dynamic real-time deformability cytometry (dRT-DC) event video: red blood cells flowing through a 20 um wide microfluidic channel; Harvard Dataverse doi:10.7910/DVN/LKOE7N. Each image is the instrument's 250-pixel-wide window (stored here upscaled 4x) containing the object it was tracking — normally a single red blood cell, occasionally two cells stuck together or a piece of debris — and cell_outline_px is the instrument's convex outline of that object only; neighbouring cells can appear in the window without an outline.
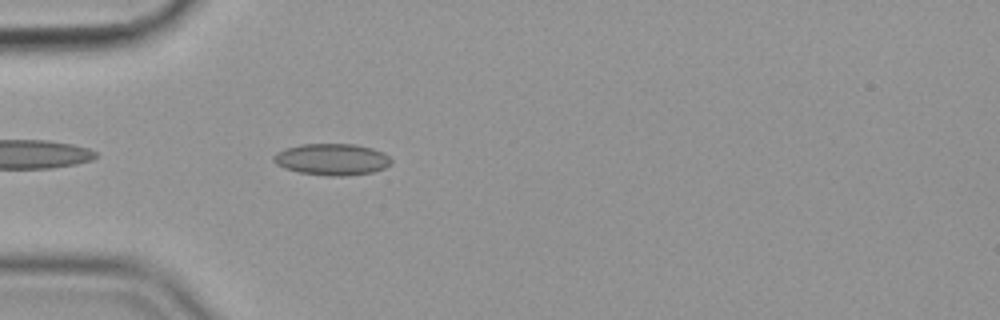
{"species": "common noctule bat (a hibernating species)", "species_latin": "Nyctalus noctula", "temperature_condition": "cold", "stored_images_in_passage": 42, "camera_frame_rate_fps": 3000, "um_per_image_px": 0.085, "animal": {"sex": "female", "body_mass_g": 19.9}, "frame": {"image": 1, "passage_image": 3, "time_ms": 0.667, "image_size_px": [1000, 320], "cell_outline_px": [[392, 164], [384, 168], [372, 172], [348, 176], [328, 176], [300, 172], [284, 168], [276, 164], [272, 160], [272, 156], [276, 152], [300, 144], [356, 144], [372, 148], [384, 152], [392, 160]], "centroid_in_image_um": [28.23, 13.55], "position_along_channel_um": 56.8, "area_um2": 21.79}}
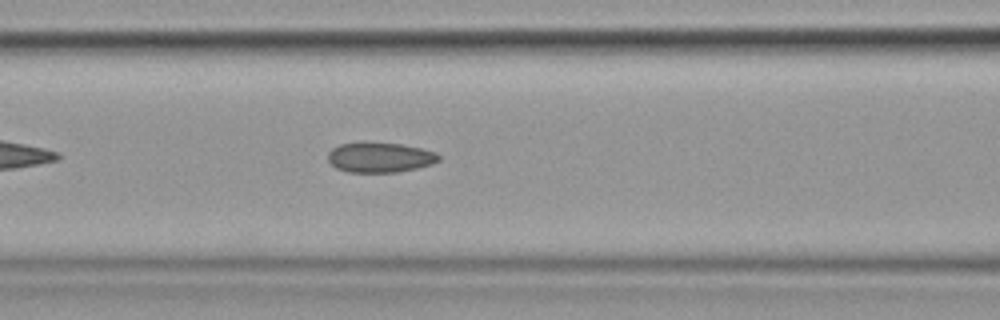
{"frame": {"image": 2, "passage_image": 10, "time_ms": 3.0, "image_size_px": [1000, 320], "cell_outline_px": [[440, 160], [432, 164], [416, 168], [396, 172], [348, 172], [336, 168], [328, 160], [328, 152], [332, 148], [340, 144], [400, 144], [420, 148], [436, 152], [440, 156]], "centroid_in_image_um": [32.31, 13.4], "position_along_channel_um": 134.3, "area_um2": 18.9}}
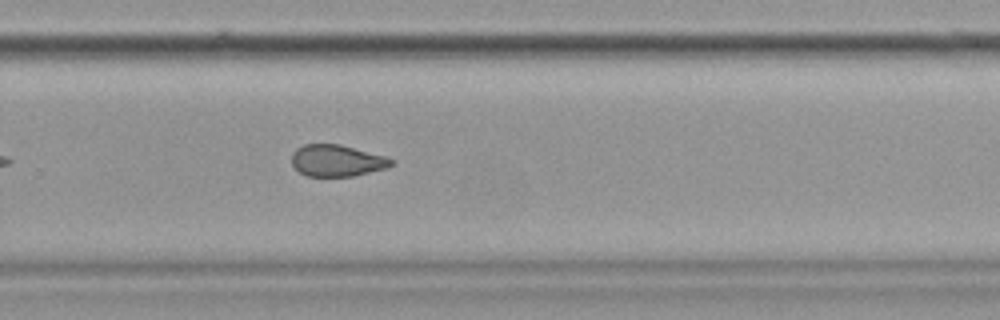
{"frame": {"image": 3, "passage_image": 24, "time_ms": 7.667, "image_size_px": [1000, 320], "cell_outline_px": [[396, 164], [388, 168], [352, 176], [308, 176], [300, 172], [292, 164], [292, 152], [296, 148], [304, 144], [340, 144], [384, 156], [396, 160]], "centroid_in_image_um": [28.67, 13.65], "position_along_channel_um": 301.1, "area_um2": 18.44}, "authors_computed_cell_mechanics": {"area_um2": 19.7965, "velocity_mm_per_s": 3.5903, "shape_relaxation_time_tau1_ms": null, "shape_relaxation_time_tau2_ms": 2.8222, "deformation_change_tau1": null, "deformation_change_tau2": 0.098}}